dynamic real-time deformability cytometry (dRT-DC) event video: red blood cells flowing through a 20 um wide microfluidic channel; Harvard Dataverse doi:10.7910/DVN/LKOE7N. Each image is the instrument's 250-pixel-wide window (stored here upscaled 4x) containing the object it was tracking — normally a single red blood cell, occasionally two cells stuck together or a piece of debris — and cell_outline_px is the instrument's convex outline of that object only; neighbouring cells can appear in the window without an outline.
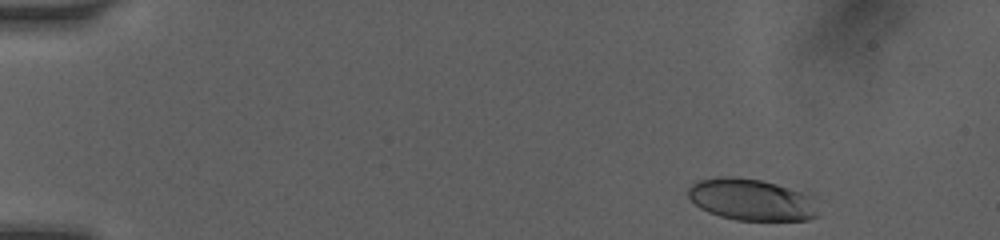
{"species": "human", "species_latin": "Homo sapiens", "temperature_condition": "room temperature", "stored_images_in_passage": 45, "camera_frame_rate_fps": 3000, "um_per_image_px": 0.085, "donor": {"sex": "female"}, "frame": {"image": 1, "passage_image": 2, "time_ms": 0.333, "image_size_px": [1000, 240], "cell_outline_px": [[820, 216], [808, 220], [736, 220], [720, 216], [708, 212], [700, 208], [688, 196], [688, 188], [696, 180], [716, 176], [732, 176], [760, 180], [776, 184], [816, 196]], "centroid_in_image_um": [63.93, 16.97], "position_along_channel_um": 21.1, "area_um2": 32.14}}
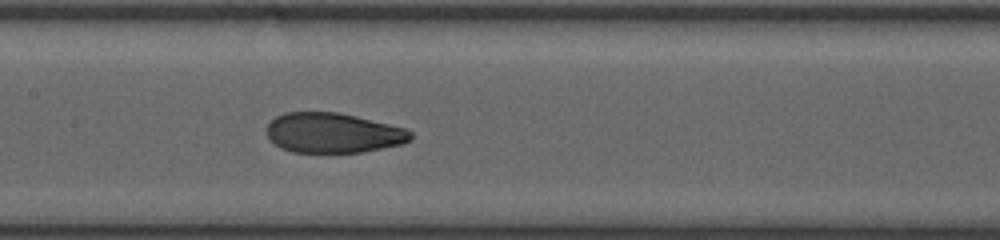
{"frame": {"image": 2, "passage_image": 25, "time_ms": 7.0, "image_size_px": [1000, 240], "cell_outline_px": [[412, 140], [404, 144], [360, 152], [292, 152], [280, 148], [268, 140], [268, 124], [276, 116], [284, 112], [336, 112], [356, 116], [408, 128], [412, 132]], "centroid_in_image_um": [28.34, 11.3], "position_along_channel_um": 179.1, "area_um2": 33.76}}
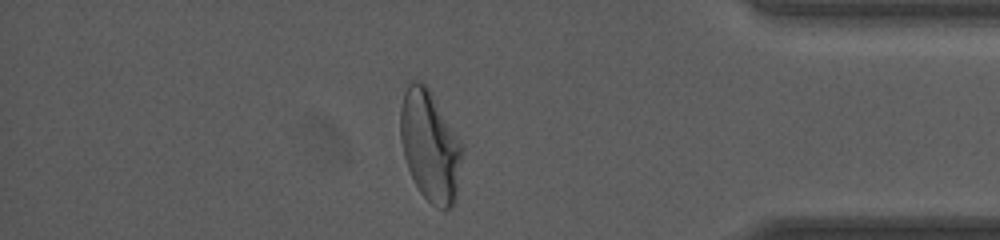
{"frame": {"image": 3, "passage_image": 41, "time_ms": 13.0, "image_size_px": [1000, 240], "cell_outline_px": [[464, 152], [456, 200], [452, 208], [436, 208], [420, 192], [408, 168], [404, 156], [400, 140], [400, 108], [404, 92], [408, 84], [416, 80], [420, 80], [428, 88], [460, 140]], "centroid_in_image_um": [36.56, 12.44], "position_along_channel_um": 398.6, "area_um2": 39.88}, "authors_computed_cell_mechanics": {"area_um2": 35.0268, "velocity_mm_per_s": 4.0963, "shape_relaxation_time_tau1_ms": 5.1572, "shape_relaxation_time_tau2_ms": 1.146, "deformation_change_tau1": 0.2228, "deformation_change_tau2": 0.0674}}